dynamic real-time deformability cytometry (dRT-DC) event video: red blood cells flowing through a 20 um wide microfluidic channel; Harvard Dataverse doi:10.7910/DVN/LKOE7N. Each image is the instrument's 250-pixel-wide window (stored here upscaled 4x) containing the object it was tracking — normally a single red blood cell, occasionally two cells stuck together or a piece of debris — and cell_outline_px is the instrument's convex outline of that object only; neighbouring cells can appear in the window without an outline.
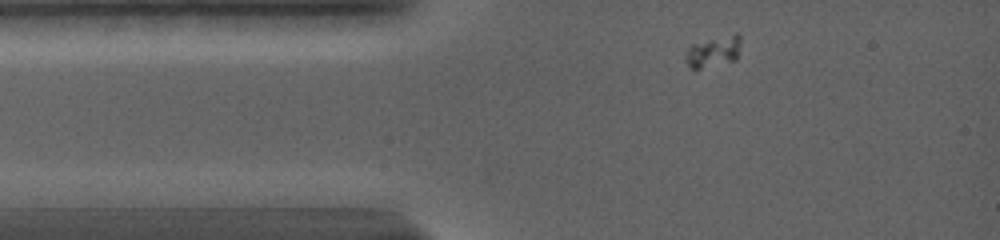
{"species": "common noctule bat (a hibernating species)", "species_latin": "Nyctalus noctula", "temperature_condition": "warm", "stored_images_in_passage": 3, "camera_frame_rate_fps": 5000, "um_per_image_px": 0.085, "animal": {"sex": "female", "body_mass_g": 19.0, "forearm_length_mm": 56.7}, "frame": {"image": 1, "passage_image": 3, "time_ms": 0.4, "image_size_px": [1000, 240], "cell_outline_px": [[752, 36], [748, 60], [736, 64], [700, 68], [688, 68], [688, 48], [692, 44], [732, 32], [740, 32]], "centroid_in_image_um": [61.21, 4.33], "position_along_channel_um": 23.8, "area_um2": 12.72}}